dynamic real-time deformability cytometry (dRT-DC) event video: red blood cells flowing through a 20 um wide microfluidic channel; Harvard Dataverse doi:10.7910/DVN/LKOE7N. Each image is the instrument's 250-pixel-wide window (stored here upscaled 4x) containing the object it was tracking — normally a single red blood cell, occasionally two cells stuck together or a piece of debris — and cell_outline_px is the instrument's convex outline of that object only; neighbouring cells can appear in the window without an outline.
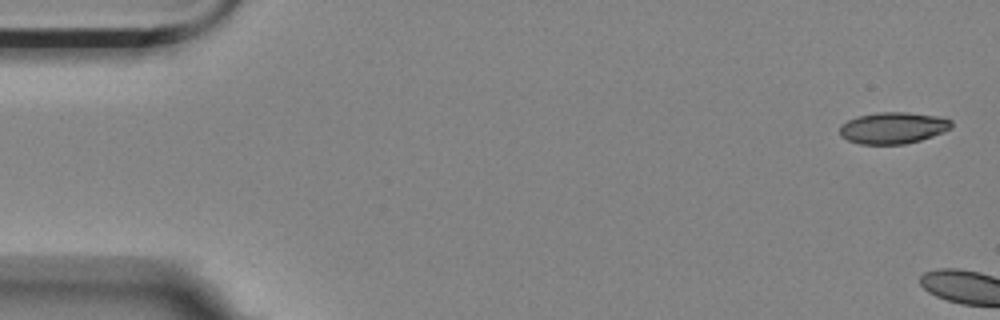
{"species": "Egyptian fruit bat (a non-hibernating species)", "species_latin": "Rousettus aegyptiacus", "temperature_condition": "room temperature", "stored_images_in_passage": 2, "camera_frame_rate_fps": 3000, "um_per_image_px": 0.085, "animal": {"sex": "female"}, "frame": {"image": 1, "passage_image": 1, "time_ms": 0.0, "image_size_px": [1000, 320], "cell_outline_px": [[952, 128], [944, 132], [920, 140], [904, 144], [860, 144], [848, 140], [840, 136], [840, 124], [856, 116], [876, 112], [908, 112], [936, 116], [952, 120]], "centroid_in_image_um": [75.89, 10.86], "position_along_channel_um": 9.1, "area_um2": 20.63}}